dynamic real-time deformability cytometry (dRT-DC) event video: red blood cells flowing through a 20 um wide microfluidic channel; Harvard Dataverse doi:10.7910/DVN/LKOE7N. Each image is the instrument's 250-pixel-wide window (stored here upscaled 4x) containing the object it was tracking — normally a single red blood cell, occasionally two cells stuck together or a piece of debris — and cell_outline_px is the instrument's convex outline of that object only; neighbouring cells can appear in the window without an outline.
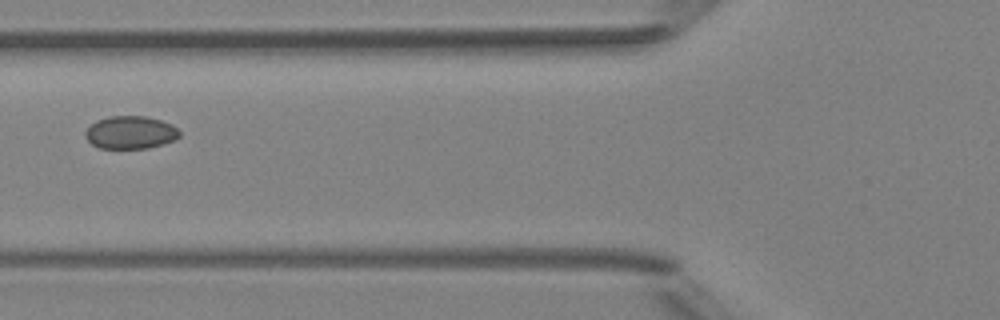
{"species": "Egyptian fruit bat (a non-hibernating species)", "species_latin": "Rousettus aegyptiacus", "temperature_condition": "room temperature", "stored_images_in_passage": 5, "camera_frame_rate_fps": 3000, "um_per_image_px": 0.085, "animal": {"sex": "female"}, "frame": {"image": 1, "passage_image": 5, "time_ms": 5.333, "image_size_px": [1000, 320], "cell_outline_px": [[180, 136], [176, 140], [148, 148], [100, 148], [92, 144], [84, 136], [84, 132], [96, 120], [108, 116], [144, 116], [160, 120], [172, 124], [180, 132]], "centroid_in_image_um": [11.09, 11.25], "position_along_channel_um": 114.7, "area_um2": 18.03}}